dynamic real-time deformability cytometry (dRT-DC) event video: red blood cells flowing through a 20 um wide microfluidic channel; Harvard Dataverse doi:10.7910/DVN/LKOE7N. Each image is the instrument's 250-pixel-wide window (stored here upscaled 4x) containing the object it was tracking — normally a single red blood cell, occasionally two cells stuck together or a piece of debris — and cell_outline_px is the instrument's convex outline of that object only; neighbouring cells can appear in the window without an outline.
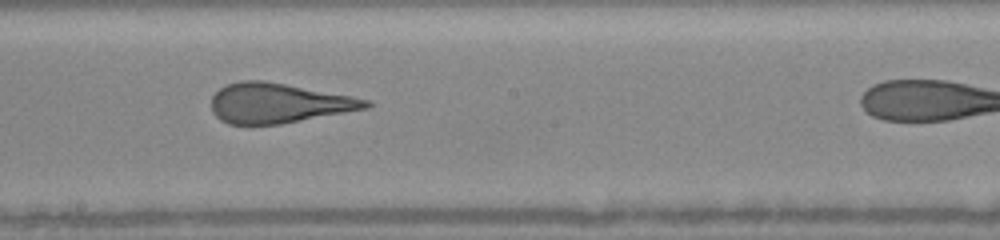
{"species": "human", "species_latin": "Homo sapiens", "temperature_condition": "warm", "stored_images_in_passage": 23, "camera_frame_rate_fps": 3000, "um_per_image_px": 0.085, "donor": {"sex": "female"}, "frame": {"image": 1, "passage_image": 13, "time_ms": 6.0, "image_size_px": [1000, 240], "cell_outline_px": [[372, 104], [368, 108], [280, 124], [228, 124], [220, 120], [212, 112], [212, 96], [220, 88], [228, 84], [240, 80], [264, 80], [352, 96], [368, 100]], "centroid_in_image_um": [23.64, 8.76], "position_along_channel_um": 224.6, "area_um2": 35.66}}